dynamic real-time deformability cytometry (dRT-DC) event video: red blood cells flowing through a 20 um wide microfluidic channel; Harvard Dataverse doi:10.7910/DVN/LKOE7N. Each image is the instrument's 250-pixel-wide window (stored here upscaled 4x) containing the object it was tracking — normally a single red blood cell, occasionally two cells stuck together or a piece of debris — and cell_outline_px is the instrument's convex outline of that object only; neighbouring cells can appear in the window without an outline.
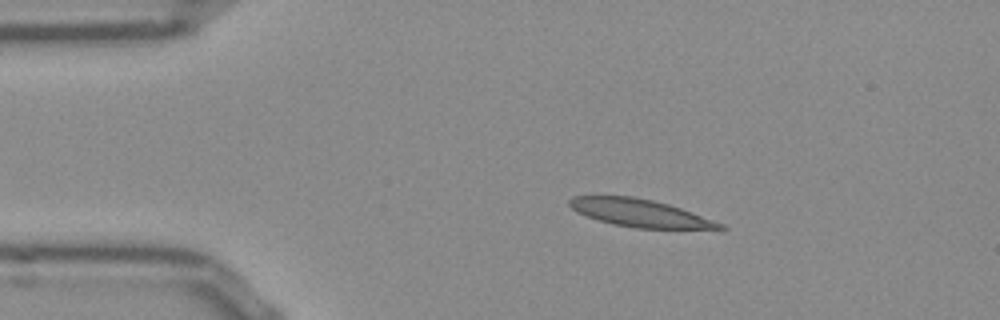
{"species": "Egyptian fruit bat (a non-hibernating species)", "species_latin": "Rousettus aegyptiacus", "temperature_condition": "room temperature", "stored_images_in_passage": 44, "camera_frame_rate_fps": 3000, "um_per_image_px": 0.085, "frame": {"image": 1, "passage_image": 1, "time_ms": 0.0, "image_size_px": [1000, 320], "cell_outline_px": [[728, 228], [636, 228], [612, 224], [576, 212], [568, 204], [568, 200], [572, 196], [632, 196], [652, 200], [668, 204], [680, 208], [724, 224]], "centroid_in_image_um": [54.33, 18.09], "position_along_channel_um": 30.7, "area_um2": 23.76}}
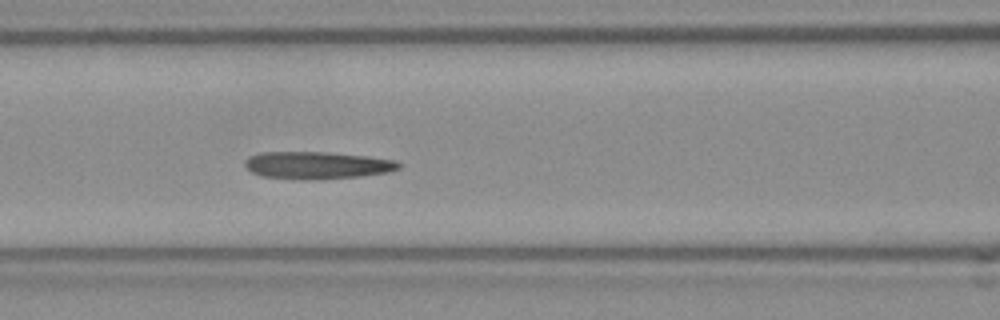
{"frame": {"image": 2, "passage_image": 13, "time_ms": 4.0, "image_size_px": [1000, 320], "cell_outline_px": [[400, 168], [388, 172], [360, 176], [320, 180], [292, 180], [260, 176], [252, 172], [244, 164], [244, 160], [248, 156], [264, 152], [324, 152], [368, 156], [392, 160], [400, 164]], "centroid_in_image_um": [26.89, 14.06], "position_along_channel_um": 139.7, "area_um2": 24.74}}
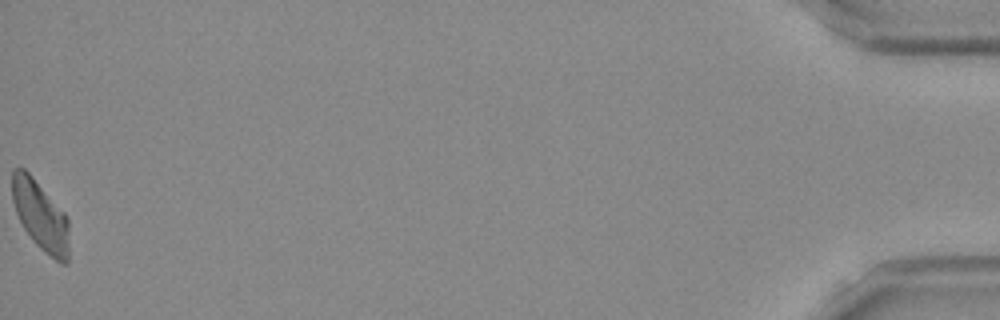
{"frame": {"image": 3, "passage_image": 44, "time_ms": 14.333, "image_size_px": [1000, 320], "cell_outline_px": [[68, 264], [60, 264], [44, 252], [32, 240], [24, 228], [16, 212], [12, 200], [12, 168], [24, 168], [32, 176], [64, 212], [68, 220]], "centroid_in_image_um": [3.44, 18.35], "position_along_channel_um": 431.8, "area_um2": 23.0}, "authors_computed_cell_mechanics": {"area_um2": 23.9581, "velocity_mm_per_s": 3.8555, "shape_relaxation_time_tau1_ms": 7.2623, "shape_relaxation_time_tau2_ms": 2.4401, "deformation_change_tau1": 0.1903, "deformation_change_tau2": 0.1102}}